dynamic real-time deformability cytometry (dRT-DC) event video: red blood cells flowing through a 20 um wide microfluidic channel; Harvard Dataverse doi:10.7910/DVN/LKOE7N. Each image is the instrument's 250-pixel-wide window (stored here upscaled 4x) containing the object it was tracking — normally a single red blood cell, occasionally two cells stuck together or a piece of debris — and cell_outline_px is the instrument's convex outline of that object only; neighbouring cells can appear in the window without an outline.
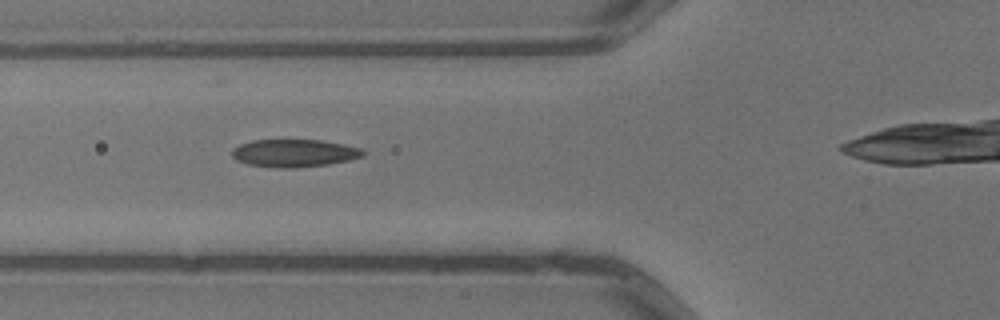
{"species": "common noctule bat (a hibernating species)", "species_latin": "Nyctalus noctula", "temperature_condition": "warm", "stored_images_in_passage": 4, "camera_frame_rate_fps": 3000, "um_per_image_px": 0.085, "animal": {"sex": "male", "body_mass_g": 13.3}, "frame": {"image": 1, "passage_image": 3, "time_ms": 0.667, "image_size_px": [1000, 320], "cell_outline_px": [[364, 156], [348, 160], [328, 164], [296, 168], [276, 168], [248, 164], [236, 160], [232, 156], [232, 152], [240, 144], [252, 140], [320, 140], [344, 144], [360, 148], [364, 152]], "centroid_in_image_um": [25.01, 13.02], "position_along_channel_um": 100.8, "area_um2": 21.04}}
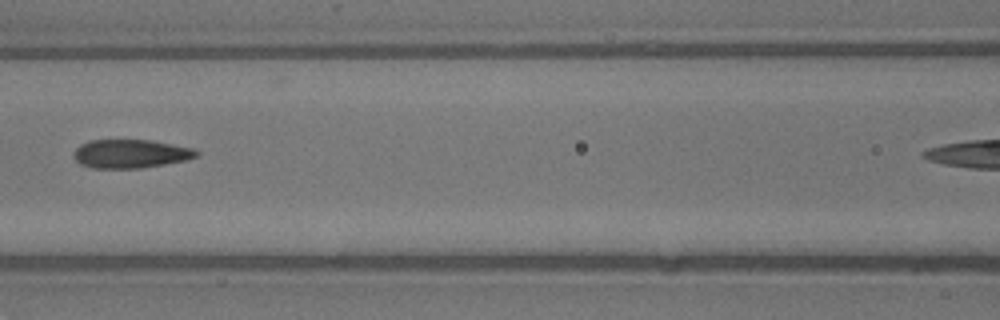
{"frame": {"image": 2, "passage_image": 4, "time_ms": 1.0, "image_size_px": [1000, 320], "cell_outline_px": [[200, 152], [196, 156], [184, 160], [164, 164], [140, 168], [92, 168], [80, 164], [72, 156], [72, 152], [80, 144], [88, 140], [152, 140], [192, 148]], "centroid_in_image_um": [11.04, 13.06], "position_along_channel_um": 155.6, "area_um2": 20.46}}